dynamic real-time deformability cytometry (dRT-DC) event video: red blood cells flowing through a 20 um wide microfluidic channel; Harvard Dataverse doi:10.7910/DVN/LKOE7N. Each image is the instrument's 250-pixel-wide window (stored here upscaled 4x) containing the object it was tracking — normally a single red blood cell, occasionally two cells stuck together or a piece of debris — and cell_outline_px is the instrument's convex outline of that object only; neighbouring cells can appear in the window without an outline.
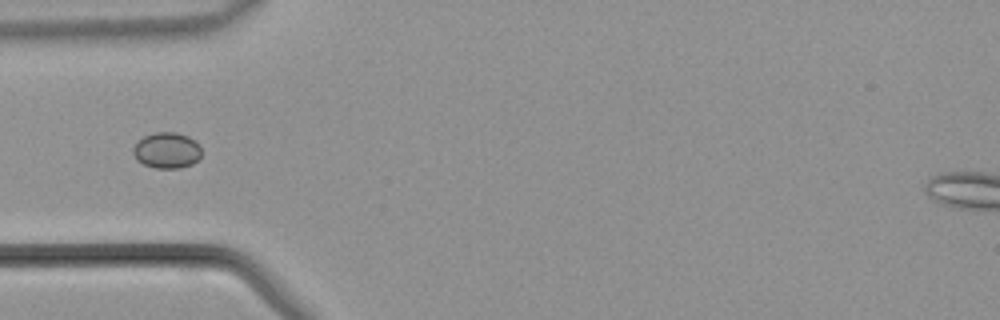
{"species": "common noctule bat (a hibernating species)", "species_latin": "Nyctalus noctula", "temperature_condition": "warm", "stored_images_in_passage": 31, "camera_frame_rate_fps": 3000, "um_per_image_px": 0.085, "animal": {"sex": "male", "body_mass_g": 21.5, "forearm_length_mm": 52.0}, "frame": {"image": 1, "passage_image": 1, "time_ms": 0.0, "image_size_px": [1000, 320], "cell_outline_px": [[200, 156], [192, 164], [180, 168], [156, 168], [144, 164], [136, 160], [132, 152], [132, 148], [144, 136], [152, 132], [176, 132], [188, 136], [200, 144]], "centroid_in_image_um": [14.17, 12.77], "position_along_channel_um": 70.8, "area_um2": 14.33}}
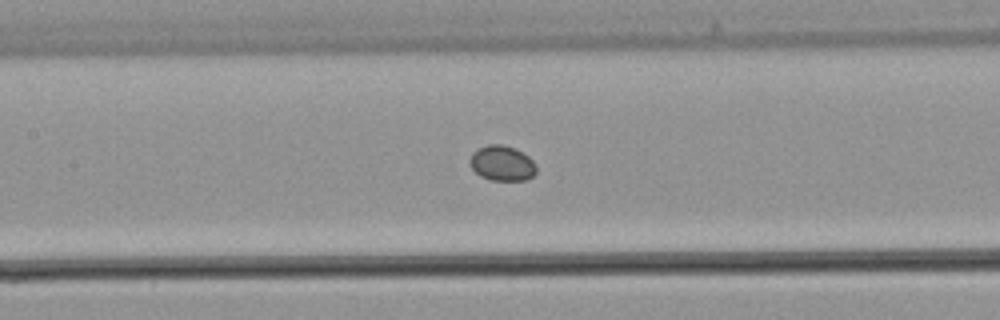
{"frame": {"image": 2, "passage_image": 7, "time_ms": 2.0, "image_size_px": [1000, 320], "cell_outline_px": [[536, 172], [528, 180], [492, 180], [480, 176], [472, 168], [472, 152], [488, 144], [500, 144], [512, 148], [528, 156], [536, 164]], "centroid_in_image_um": [42.71, 13.89], "position_along_channel_um": 164.7, "area_um2": 13.29}}
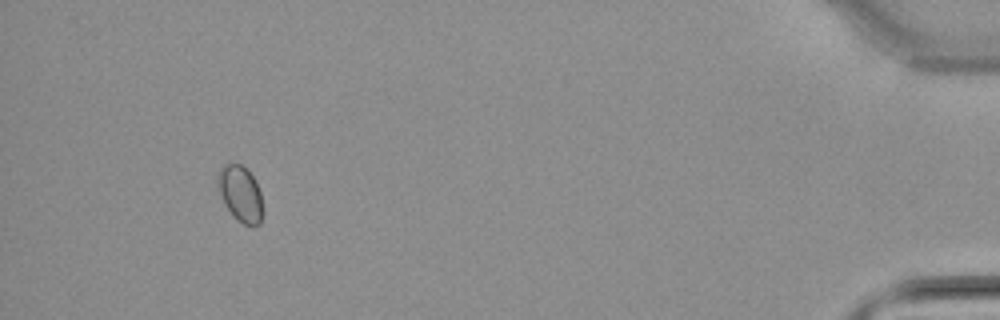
{"frame": {"image": 3, "passage_image": 28, "time_ms": 9.0, "image_size_px": [1000, 320], "cell_outline_px": [[260, 224], [252, 228], [236, 220], [224, 204], [216, 180], [216, 176], [220, 168], [224, 164], [240, 164], [252, 176], [260, 192]], "centroid_in_image_um": [20.38, 16.48], "position_along_channel_um": 414.8, "area_um2": 14.33}}